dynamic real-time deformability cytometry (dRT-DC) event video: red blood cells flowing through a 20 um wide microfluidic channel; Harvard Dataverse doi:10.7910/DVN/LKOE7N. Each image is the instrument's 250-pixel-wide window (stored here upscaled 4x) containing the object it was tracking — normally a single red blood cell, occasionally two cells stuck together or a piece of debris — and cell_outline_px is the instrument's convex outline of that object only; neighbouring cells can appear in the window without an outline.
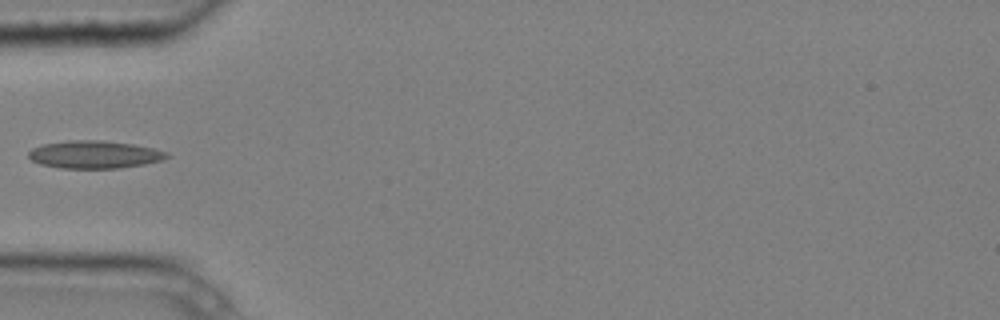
{"species": "common noctule bat (a hibernating species)", "species_latin": "Nyctalus noctula", "temperature_condition": "cold", "stored_images_in_passage": 3, "camera_frame_rate_fps": 3000, "um_per_image_px": 0.085, "animal": {"sex": "male", "body_mass_g": 20.4}, "frame": {"image": 1, "passage_image": 3, "time_ms": 0.667, "image_size_px": [1000, 320], "cell_outline_px": [[172, 156], [160, 160], [144, 164], [120, 168], [60, 168], [40, 164], [32, 160], [28, 156], [28, 152], [32, 148], [44, 144], [68, 140], [104, 140], [132, 144], [152, 148], [168, 152]], "centroid_in_image_um": [8.03, 13.13], "position_along_channel_um": 77.0, "area_um2": 22.31}}